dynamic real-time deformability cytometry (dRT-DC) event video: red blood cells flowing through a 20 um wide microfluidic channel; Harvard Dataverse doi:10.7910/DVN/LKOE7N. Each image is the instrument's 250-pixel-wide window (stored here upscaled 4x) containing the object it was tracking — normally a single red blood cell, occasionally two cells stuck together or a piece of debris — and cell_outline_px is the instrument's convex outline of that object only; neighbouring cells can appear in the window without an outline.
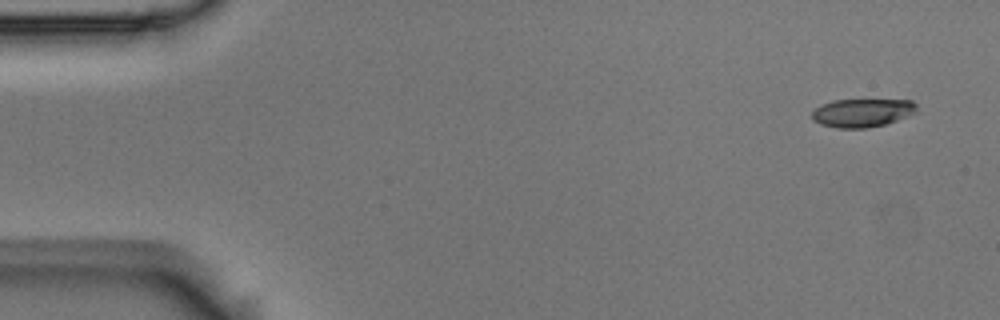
{"species": "Egyptian fruit bat (a non-hibernating species)", "species_latin": "Rousettus aegyptiacus", "temperature_condition": "room temperature", "stored_images_in_passage": 9, "camera_frame_rate_fps": 3000, "um_per_image_px": 0.085, "animal": {"sex": "male"}, "frame": {"image": 1, "passage_image": 1, "time_ms": 0.0, "image_size_px": [1000, 320], "cell_outline_px": [[916, 112], [908, 116], [884, 124], [868, 128], [836, 128], [820, 124], [812, 120], [812, 112], [820, 104], [832, 100], [912, 100], [916, 104]], "centroid_in_image_um": [73.26, 9.59], "position_along_channel_um": 11.7, "area_um2": 17.34}}
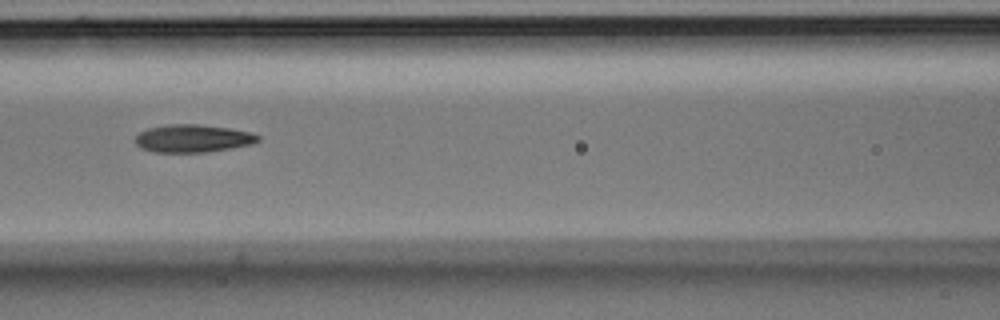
{"frame": {"image": 2, "passage_image": 7, "time_ms": 2.0, "image_size_px": [1000, 320], "cell_outline_px": [[260, 140], [252, 144], [204, 152], [156, 152], [140, 148], [136, 144], [136, 136], [140, 132], [148, 128], [168, 124], [196, 124], [228, 128], [248, 132], [260, 136]], "centroid_in_image_um": [16.36, 11.76], "position_along_channel_um": 150.2, "area_um2": 19.59}}
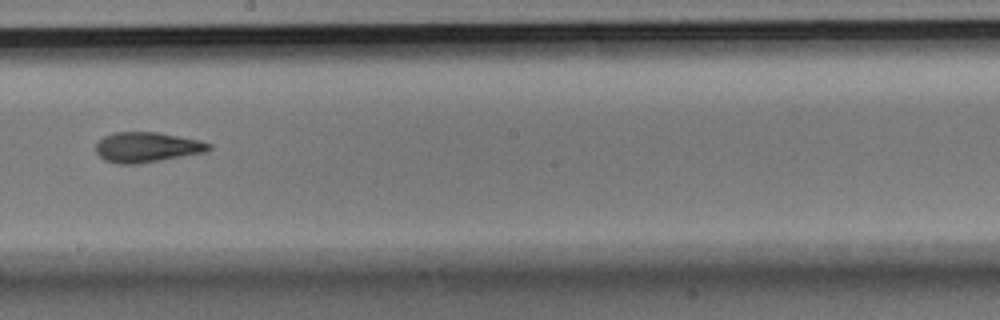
{"frame": {"image": 3, "passage_image": 9, "time_ms": 2.667, "image_size_px": [1000, 320], "cell_outline_px": [[212, 148], [208, 152], [136, 164], [116, 164], [104, 160], [96, 152], [96, 144], [104, 136], [116, 132], [156, 132], [200, 140], [212, 144]], "centroid_in_image_um": [12.51, 12.52], "position_along_channel_um": 235.7, "area_um2": 19.88}}